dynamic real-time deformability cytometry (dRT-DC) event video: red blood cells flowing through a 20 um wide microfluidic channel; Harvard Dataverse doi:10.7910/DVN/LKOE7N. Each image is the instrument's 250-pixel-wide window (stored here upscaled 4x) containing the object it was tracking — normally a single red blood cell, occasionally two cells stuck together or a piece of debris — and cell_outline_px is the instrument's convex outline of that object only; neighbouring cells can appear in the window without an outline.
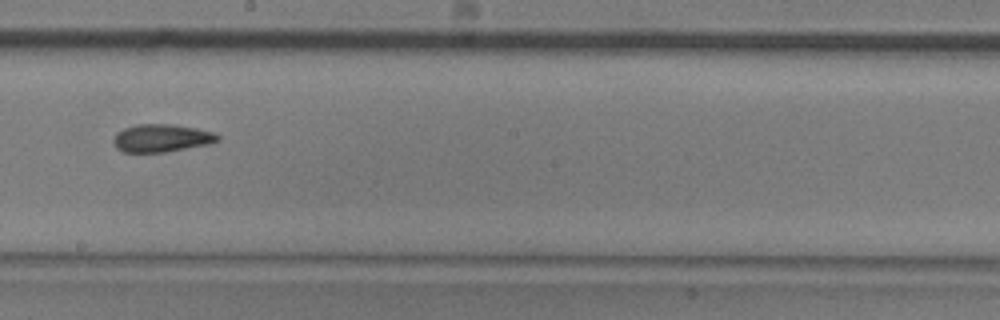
{"species": "common noctule bat (a hibernating species)", "species_latin": "Nyctalus noctula", "temperature_condition": "room temperature", "stored_images_in_passage": 9, "camera_frame_rate_fps": 3000, "um_per_image_px": 0.085, "animal": {"sex": "male", "body_mass_g": 20.5, "forearm_length_mm": 52.5}, "frame": {"image": 1, "passage_image": 9, "time_ms": 2.667, "image_size_px": [1000, 320], "cell_outline_px": [[220, 140], [208, 144], [164, 152], [124, 152], [116, 148], [112, 140], [116, 132], [124, 128], [136, 124], [172, 124], [196, 128], [216, 132], [220, 136]], "centroid_in_image_um": [13.73, 11.73], "position_along_channel_um": 234.5, "area_um2": 16.99}}